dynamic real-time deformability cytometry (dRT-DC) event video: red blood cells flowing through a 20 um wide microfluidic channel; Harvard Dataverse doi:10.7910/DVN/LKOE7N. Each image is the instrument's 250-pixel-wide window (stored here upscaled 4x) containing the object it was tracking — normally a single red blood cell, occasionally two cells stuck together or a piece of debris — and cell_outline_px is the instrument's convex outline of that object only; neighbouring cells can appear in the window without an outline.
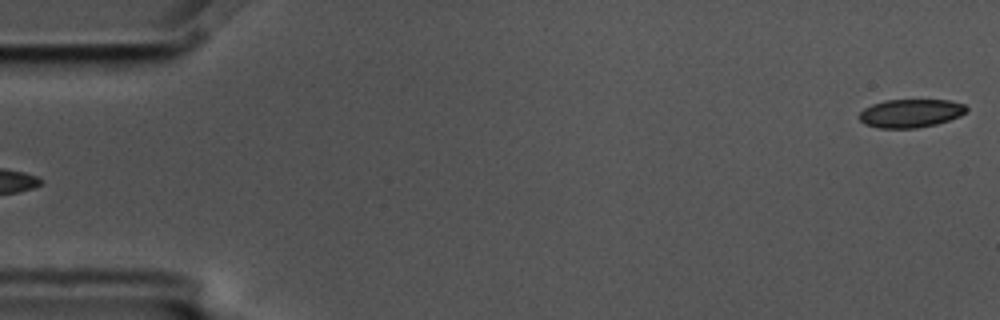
{"species": "common noctule bat (a hibernating species)", "species_latin": "Nyctalus noctula", "temperature_condition": "cold", "stored_images_in_passage": 4, "camera_frame_rate_fps": 3000, "um_per_image_px": 0.085, "animal": {"sex": "male", "body_mass_g": 17.5, "forearm_length_mm": 52.3}, "frame": {"image": 1, "passage_image": 4, "time_ms": 1.0, "image_size_px": [1000, 320], "cell_outline_px": [[968, 108], [960, 116], [936, 124], [916, 128], [880, 128], [864, 124], [856, 116], [864, 108], [872, 104], [884, 100], [948, 100], [964, 104]], "centroid_in_image_um": [77.36, 9.62], "position_along_channel_um": 7.6, "area_um2": 17.74}}